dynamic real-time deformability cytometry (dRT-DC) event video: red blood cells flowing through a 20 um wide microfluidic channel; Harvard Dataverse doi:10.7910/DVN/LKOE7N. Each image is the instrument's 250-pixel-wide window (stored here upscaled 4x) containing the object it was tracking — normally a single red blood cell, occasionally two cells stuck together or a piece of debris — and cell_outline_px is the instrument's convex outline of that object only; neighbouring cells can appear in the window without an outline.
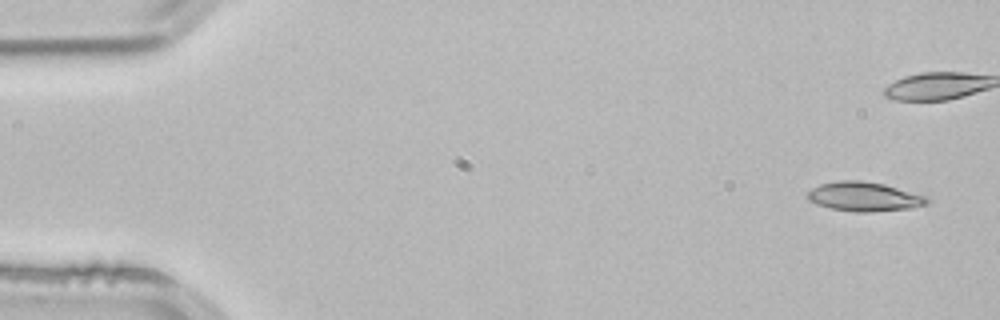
{"species": "common noctule bat (a hibernating species)", "species_latin": "Nyctalus noctula", "temperature_condition": "room temperature", "stored_images_in_passage": 4, "camera_frame_rate_fps": 3000, "um_per_image_px": 0.085, "animal": {"sex": "male", "body_mass_g": 21.5, "forearm_length_mm": 52.0}, "frame": {"image": 1, "passage_image": 1, "time_ms": 0.0, "image_size_px": [1000, 320], "cell_outline_px": [[928, 204], [912, 208], [872, 212], [856, 212], [832, 208], [816, 204], [808, 200], [804, 196], [812, 188], [820, 184], [840, 180], [860, 180], [884, 184], [928, 196]], "centroid_in_image_um": [73.45, 16.71], "position_along_channel_um": 11.5, "area_um2": 20.52}}
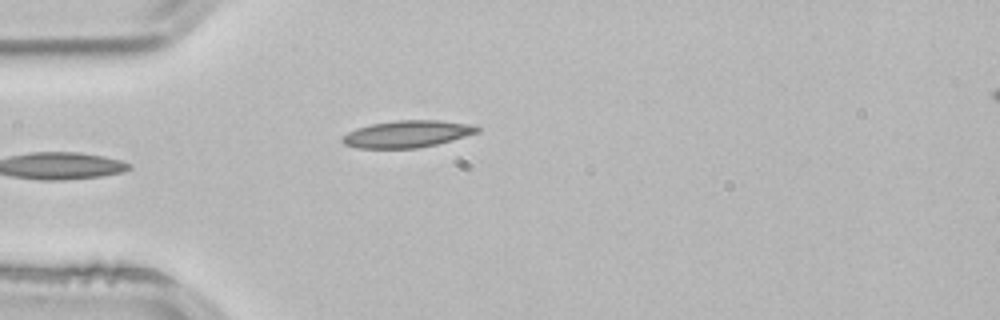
{"frame": {"image": 2, "passage_image": 4, "time_ms": 1.0, "image_size_px": [1000, 320], "cell_outline_px": [[480, 132], [452, 140], [436, 144], [416, 148], [356, 148], [344, 144], [340, 140], [348, 132], [356, 128], [372, 124], [396, 120], [436, 120], [476, 124], [480, 128]], "centroid_in_image_um": [34.65, 11.38], "position_along_channel_um": 50.4, "area_um2": 21.27}}